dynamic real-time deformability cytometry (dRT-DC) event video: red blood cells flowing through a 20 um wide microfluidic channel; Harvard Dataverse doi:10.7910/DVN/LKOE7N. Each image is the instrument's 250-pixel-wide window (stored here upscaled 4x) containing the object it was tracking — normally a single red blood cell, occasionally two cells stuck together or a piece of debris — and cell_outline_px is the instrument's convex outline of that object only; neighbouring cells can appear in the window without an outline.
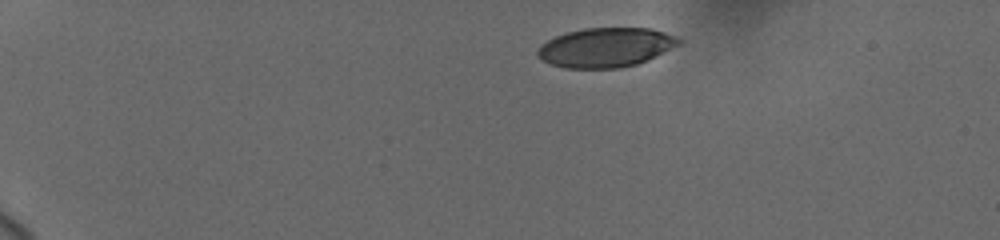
{"species": "human", "species_latin": "Homo sapiens", "temperature_condition": "cold", "stored_images_in_passage": 42, "camera_frame_rate_fps": 3000, "um_per_image_px": 0.085, "donor": {"sex": "female"}, "frame": {"image": 1, "passage_image": 1, "time_ms": 0.0, "image_size_px": [1000, 240], "cell_outline_px": [[680, 44], [648, 60], [636, 64], [620, 68], [564, 68], [552, 64], [536, 56], [536, 48], [540, 44], [556, 36], [568, 32], [584, 28], [652, 28], [676, 36], [680, 40]], "centroid_in_image_um": [51.47, 4.03], "position_along_channel_um": 33.5, "area_um2": 32.43}}
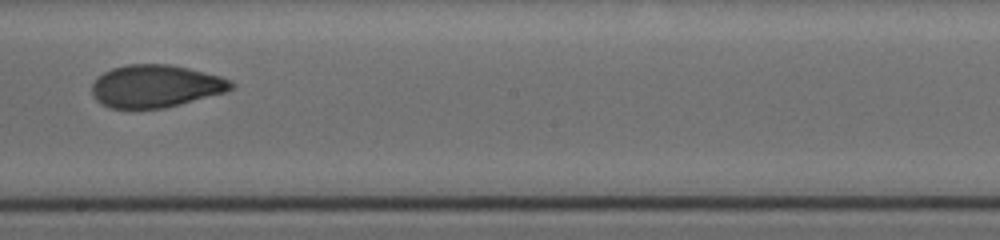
{"frame": {"image": 2, "passage_image": 19, "time_ms": 8.0, "image_size_px": [1000, 240], "cell_outline_px": [[236, 84], [232, 88], [224, 92], [180, 104], [164, 108], [108, 108], [100, 104], [92, 96], [92, 84], [104, 72], [112, 68], [124, 64], [168, 64], [188, 68], [220, 76], [232, 80]], "centroid_in_image_um": [13.21, 7.32], "position_along_channel_um": 235.0, "area_um2": 34.51}}
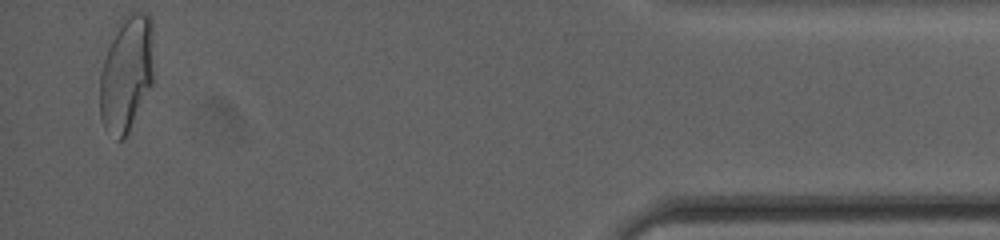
{"frame": {"image": 3, "passage_image": 41, "time_ms": 14.667, "image_size_px": [1000, 240], "cell_outline_px": [[152, 84], [128, 132], [120, 140], [116, 140], [104, 128], [100, 116], [100, 72], [116, 24], [120, 16], [128, 12], [148, 12], [152, 16]], "centroid_in_image_um": [10.74, 6.19], "position_along_channel_um": 424.5, "area_um2": 36.7}, "authors_computed_cell_mechanics": {"area_um2": 34.7956, "velocity_mm_per_s": 3.7019, "shape_relaxation_time_tau1_ms": 8.4933, "shape_relaxation_time_tau2_ms": 1.6147, "deformation_change_tau1": 0.2029, "deformation_change_tau2": 0.0671}}